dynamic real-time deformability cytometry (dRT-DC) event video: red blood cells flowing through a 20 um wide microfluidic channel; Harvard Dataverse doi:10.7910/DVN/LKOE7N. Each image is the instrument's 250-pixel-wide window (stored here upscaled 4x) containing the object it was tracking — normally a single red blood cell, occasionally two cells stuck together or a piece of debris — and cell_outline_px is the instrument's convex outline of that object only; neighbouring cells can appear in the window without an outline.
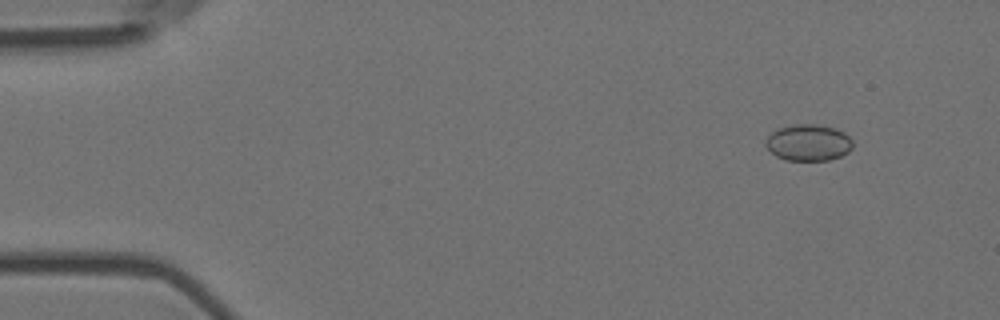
{"species": "Egyptian fruit bat (a non-hibernating species)", "species_latin": "Rousettus aegyptiacus", "temperature_condition": "room temperature", "stored_images_in_passage": 5, "camera_frame_rate_fps": 3000, "um_per_image_px": 0.085, "animal": {"sex": "female"}, "frame": {"image": 1, "passage_image": 2, "time_ms": 0.333, "image_size_px": [1000, 320], "cell_outline_px": [[852, 148], [848, 152], [840, 156], [828, 160], [784, 160], [776, 156], [764, 144], [764, 140], [776, 128], [796, 124], [816, 124], [836, 128], [844, 132], [852, 140]], "centroid_in_image_um": [68.7, 12.11], "position_along_channel_um": 16.3, "area_um2": 18.61}}
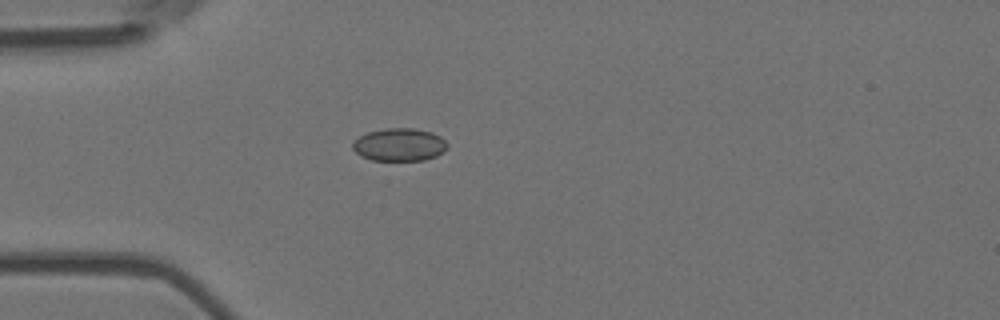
{"frame": {"image": 2, "passage_image": 4, "time_ms": 1.0, "image_size_px": [1000, 320], "cell_outline_px": [[448, 148], [444, 152], [436, 156], [424, 160], [372, 160], [360, 156], [352, 148], [352, 140], [368, 132], [384, 128], [412, 128], [432, 132], [440, 136], [448, 144]], "centroid_in_image_um": [33.94, 12.29], "position_along_channel_um": 51.1, "area_um2": 18.26}}